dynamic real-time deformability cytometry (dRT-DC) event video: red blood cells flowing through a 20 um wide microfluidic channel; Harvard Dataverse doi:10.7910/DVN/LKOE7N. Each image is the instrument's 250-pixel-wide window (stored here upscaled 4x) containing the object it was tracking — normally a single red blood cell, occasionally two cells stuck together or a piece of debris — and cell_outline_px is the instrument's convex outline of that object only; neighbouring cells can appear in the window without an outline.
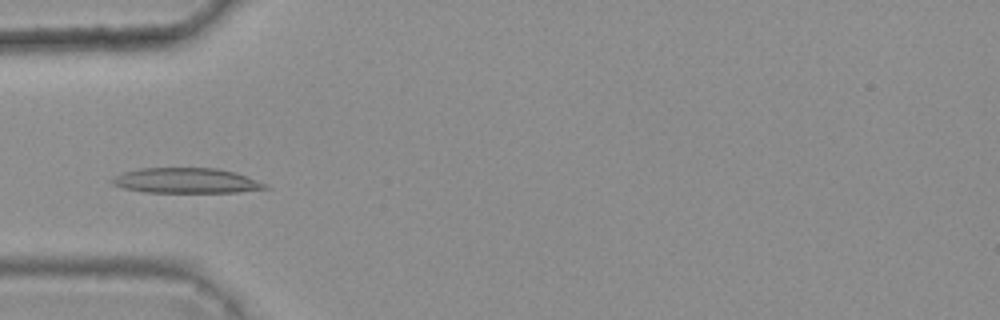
{"species": "common noctule bat (a hibernating species)", "species_latin": "Nyctalus noctula", "temperature_condition": "warm", "stored_images_in_passage": 5, "camera_frame_rate_fps": 3000, "um_per_image_px": 0.085, "animal": {"sex": "female", "body_mass_g": 25.1}, "frame": {"image": 1, "passage_image": 4, "time_ms": 1.0, "image_size_px": [1000, 320], "cell_outline_px": [[272, 188], [236, 192], [144, 192], [124, 188], [112, 184], [108, 180], [124, 172], [140, 168], [216, 168], [236, 172], [268, 184]], "centroid_in_image_um": [15.85, 15.35], "position_along_channel_um": 69.1, "area_um2": 22.54}}
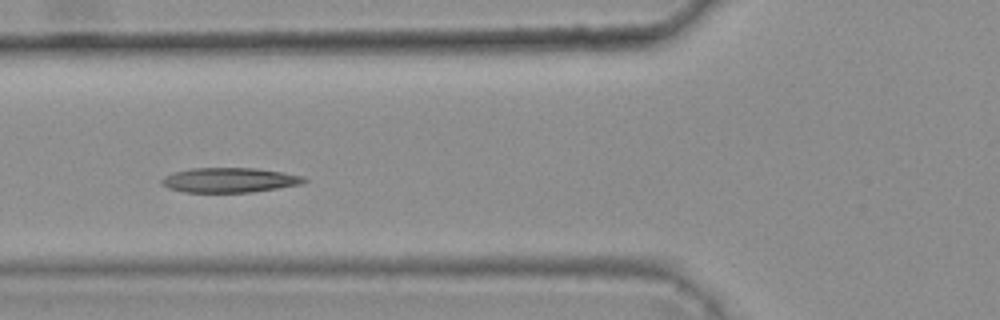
{"frame": {"image": 2, "passage_image": 5, "time_ms": 1.333, "image_size_px": [1000, 320], "cell_outline_px": [[308, 180], [300, 184], [252, 192], [184, 192], [168, 188], [160, 184], [160, 180], [164, 176], [172, 172], [192, 168], [256, 168], [304, 176]], "centroid_in_image_um": [19.45, 15.3], "position_along_channel_um": 106.4, "area_um2": 20.52}}